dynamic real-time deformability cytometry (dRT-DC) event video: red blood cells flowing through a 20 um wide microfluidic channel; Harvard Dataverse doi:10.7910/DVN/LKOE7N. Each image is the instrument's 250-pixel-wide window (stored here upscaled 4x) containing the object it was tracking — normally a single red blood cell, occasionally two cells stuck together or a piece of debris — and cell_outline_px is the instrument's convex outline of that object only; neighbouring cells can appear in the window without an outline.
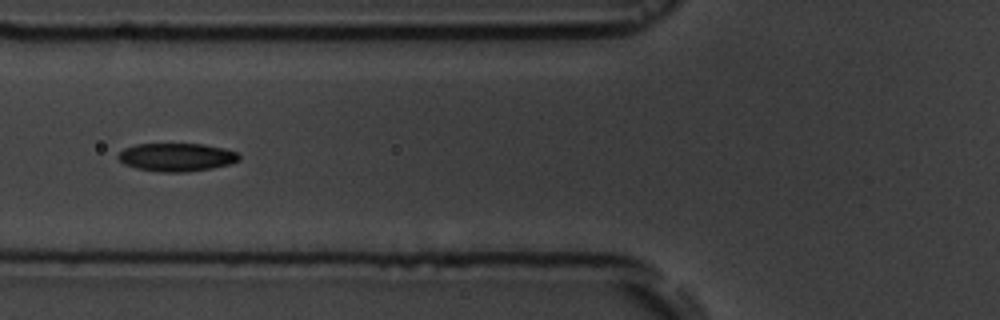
{"species": "common noctule bat (a hibernating species)", "species_latin": "Nyctalus noctula", "temperature_condition": "room temperature", "stored_images_in_passage": 6, "camera_frame_rate_fps": 3000, "um_per_image_px": 0.085, "animal": {"sex": "male", "body_mass_g": 19.5, "forearm_length_mm": 54.6}, "frame": {"image": 1, "passage_image": 6, "time_ms": 6.333, "image_size_px": [1000, 320], "cell_outline_px": [[240, 160], [232, 164], [212, 168], [184, 172], [160, 172], [136, 168], [124, 164], [116, 156], [124, 148], [136, 144], [204, 144], [224, 148], [236, 152], [240, 156]], "centroid_in_image_um": [15.02, 13.36], "position_along_channel_um": 110.8, "area_um2": 19.94}}